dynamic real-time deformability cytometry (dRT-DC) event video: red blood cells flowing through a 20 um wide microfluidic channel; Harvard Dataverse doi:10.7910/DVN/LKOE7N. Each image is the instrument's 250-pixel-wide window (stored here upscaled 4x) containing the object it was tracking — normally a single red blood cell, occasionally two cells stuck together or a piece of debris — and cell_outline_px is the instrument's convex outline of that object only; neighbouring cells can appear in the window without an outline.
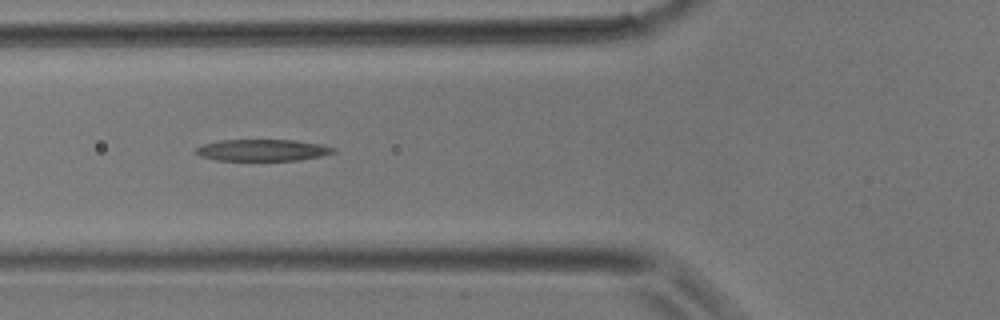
{"species": "common noctule bat (a hibernating species)", "species_latin": "Nyctalus noctula", "temperature_condition": "room temperature", "stored_images_in_passage": 4, "camera_frame_rate_fps": 3000, "um_per_image_px": 0.085, "animal": {"sex": "male", "body_mass_g": 17.9}, "frame": {"image": 1, "passage_image": 4, "time_ms": 1.0, "image_size_px": [1000, 320], "cell_outline_px": [[336, 152], [320, 156], [300, 160], [216, 160], [200, 156], [192, 152], [196, 148], [204, 144], [220, 140], [296, 140], [320, 144], [336, 148]], "centroid_in_image_um": [22.3, 12.76], "position_along_channel_um": 103.5, "area_um2": 17.34}}